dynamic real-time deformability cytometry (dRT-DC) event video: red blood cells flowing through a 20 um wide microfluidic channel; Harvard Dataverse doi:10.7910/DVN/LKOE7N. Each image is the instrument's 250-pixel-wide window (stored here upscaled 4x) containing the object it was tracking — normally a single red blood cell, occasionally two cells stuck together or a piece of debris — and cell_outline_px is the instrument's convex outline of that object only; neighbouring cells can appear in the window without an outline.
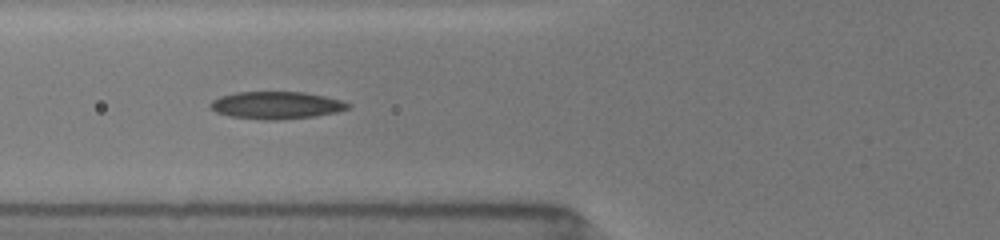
{"species": "common noctule bat (a hibernating species)", "species_latin": "Nyctalus noctula", "temperature_condition": "room temperature", "stored_images_in_passage": 14, "camera_frame_rate_fps": 3000, "um_per_image_px": 0.085, "animal": {"sex": "female", "body_mass_g": 19.5, "forearm_length_mm": 54.1}, "frame": {"image": 1, "passage_image": 7, "time_ms": 2.333, "image_size_px": [1000, 240], "cell_outline_px": [[352, 104], [348, 108], [336, 112], [316, 116], [276, 120], [264, 120], [228, 116], [216, 112], [208, 108], [208, 104], [212, 100], [220, 96], [236, 92], [304, 92], [324, 96], [340, 100]], "centroid_in_image_um": [23.43, 8.95], "position_along_channel_um": 102.4, "area_um2": 22.08}}
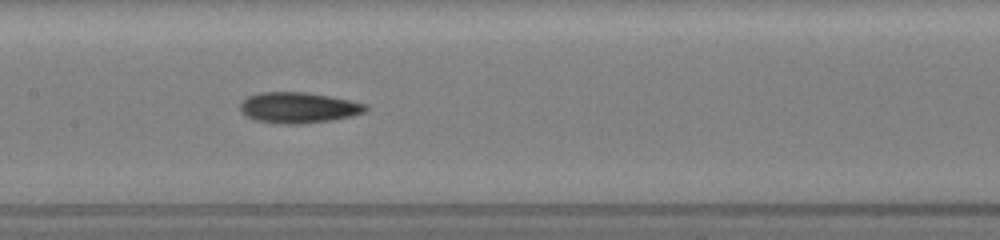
{"frame": {"image": 2, "passage_image": 12, "time_ms": 4.333, "image_size_px": [1000, 240], "cell_outline_px": [[368, 108], [364, 112], [352, 116], [332, 120], [300, 124], [284, 124], [256, 120], [244, 116], [240, 112], [240, 104], [248, 96], [260, 92], [308, 92], [368, 104]], "centroid_in_image_um": [25.35, 9.15], "position_along_channel_um": 182.0, "area_um2": 22.54}}